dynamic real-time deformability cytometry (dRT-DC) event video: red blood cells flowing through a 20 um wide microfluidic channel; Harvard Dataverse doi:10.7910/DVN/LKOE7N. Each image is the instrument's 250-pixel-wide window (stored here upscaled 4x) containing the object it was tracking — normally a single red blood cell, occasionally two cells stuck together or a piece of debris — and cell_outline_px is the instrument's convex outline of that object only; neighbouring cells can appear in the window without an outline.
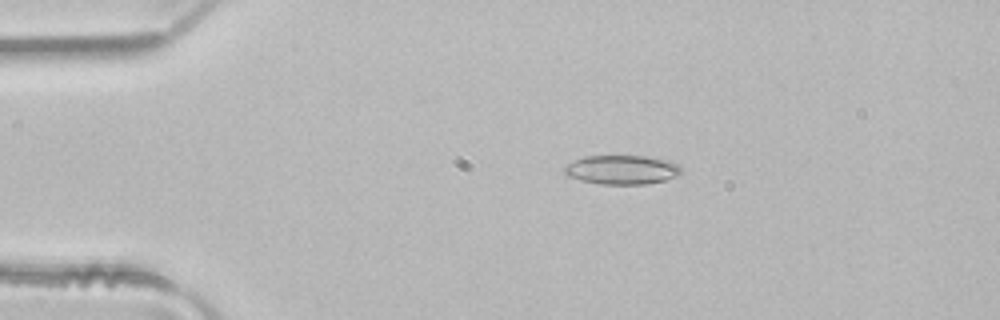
{"species": "common noctule bat (a hibernating species)", "species_latin": "Nyctalus noctula", "temperature_condition": "room temperature", "stored_images_in_passage": 3, "camera_frame_rate_fps": 3000, "um_per_image_px": 0.085, "animal": {"sex": "male", "body_mass_g": 21.5, "forearm_length_mm": 52.0}, "frame": {"image": 1, "passage_image": 2, "time_ms": 0.333, "image_size_px": [1000, 320], "cell_outline_px": [[680, 172], [676, 176], [664, 180], [644, 184], [600, 184], [580, 180], [568, 176], [564, 172], [564, 168], [572, 160], [584, 156], [644, 156], [668, 160], [680, 164]], "centroid_in_image_um": [52.84, 14.42], "position_along_channel_um": 32.2, "area_um2": 19.77}}